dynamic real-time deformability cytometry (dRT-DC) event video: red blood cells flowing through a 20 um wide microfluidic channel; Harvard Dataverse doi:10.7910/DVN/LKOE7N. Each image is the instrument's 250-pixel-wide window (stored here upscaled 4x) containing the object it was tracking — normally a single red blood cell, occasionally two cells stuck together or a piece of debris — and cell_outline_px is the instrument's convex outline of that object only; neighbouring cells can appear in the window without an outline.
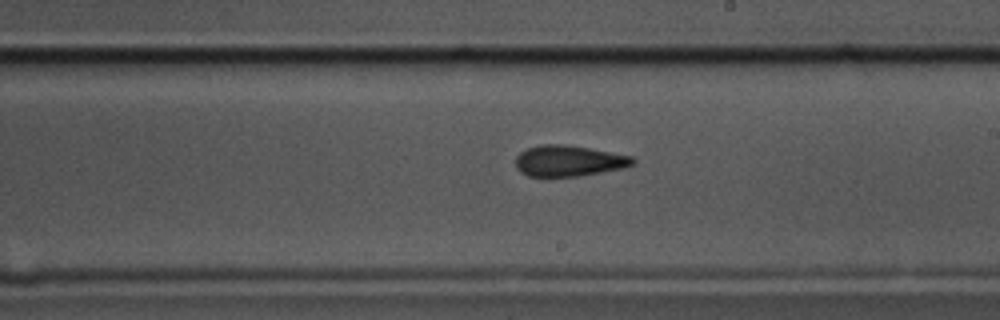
{"species": "common noctule bat (a hibernating species)", "species_latin": "Nyctalus noctula", "temperature_condition": "cold", "stored_images_in_passage": 56, "camera_frame_rate_fps": 3000, "um_per_image_px": 0.085, "animal": {"sex": "male", "body_mass_g": 17.5, "forearm_length_mm": 52.3}, "frame": {"image": 1, "passage_image": 32, "time_ms": 10.333, "image_size_px": [1000, 320], "cell_outline_px": [[636, 164], [624, 168], [580, 176], [528, 176], [520, 172], [516, 168], [516, 156], [520, 152], [528, 148], [540, 144], [564, 144], [588, 148], [632, 156], [636, 160]], "centroid_in_image_um": [48.35, 13.67], "position_along_channel_um": 240.6, "area_um2": 21.21}}
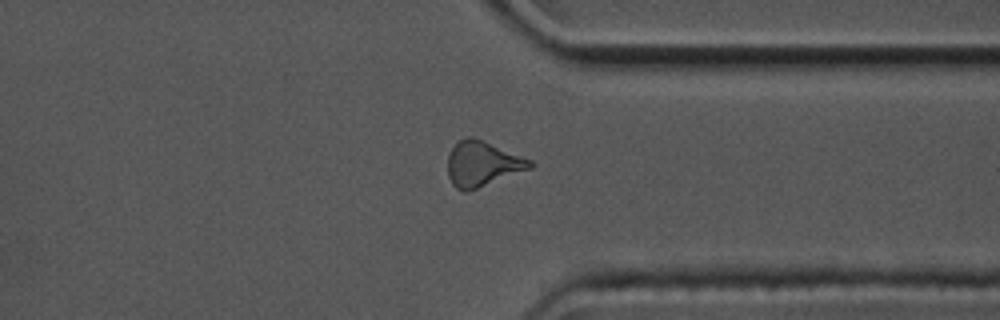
{"frame": {"image": 2, "passage_image": 43, "time_ms": 14.0, "image_size_px": [1000, 320], "cell_outline_px": [[536, 164], [532, 168], [476, 188], [464, 192], [456, 188], [452, 184], [448, 176], [448, 156], [452, 148], [460, 140], [468, 136], [472, 136], [532, 160]], "centroid_in_image_um": [41.01, 13.92], "position_along_channel_um": 370.4, "area_um2": 21.39}}
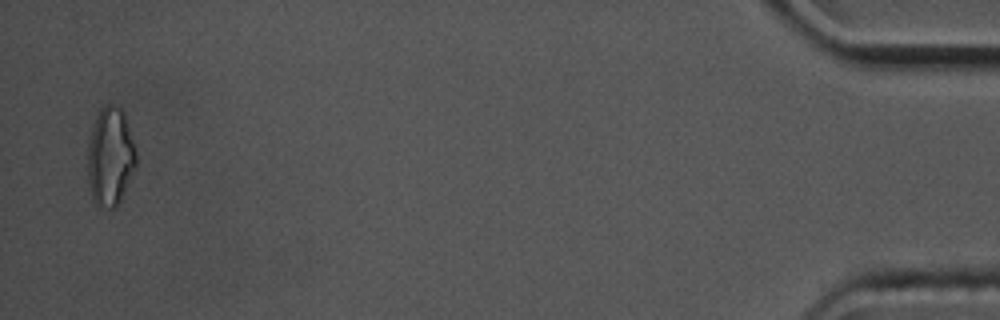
{"frame": {"image": 3, "passage_image": 55, "time_ms": 18.0, "image_size_px": [1000, 320], "cell_outline_px": [[136, 164], [120, 200], [112, 208], [100, 208], [92, 200], [88, 180], [88, 140], [96, 116], [100, 108], [104, 104], [112, 104], [120, 108], [124, 112], [136, 152]], "centroid_in_image_um": [9.35, 13.3], "position_along_channel_um": 425.9, "area_um2": 27.69}, "authors_computed_cell_mechanics": {"area_um2": 21.1548, "velocity_mm_per_s": 3.5804, "shape_relaxation_time_tau1_ms": 9.4456, "shape_relaxation_time_tau2_ms": 6.3342, "deformation_change_tau1": 0.1575, "deformation_change_tau2": 0.1396}}